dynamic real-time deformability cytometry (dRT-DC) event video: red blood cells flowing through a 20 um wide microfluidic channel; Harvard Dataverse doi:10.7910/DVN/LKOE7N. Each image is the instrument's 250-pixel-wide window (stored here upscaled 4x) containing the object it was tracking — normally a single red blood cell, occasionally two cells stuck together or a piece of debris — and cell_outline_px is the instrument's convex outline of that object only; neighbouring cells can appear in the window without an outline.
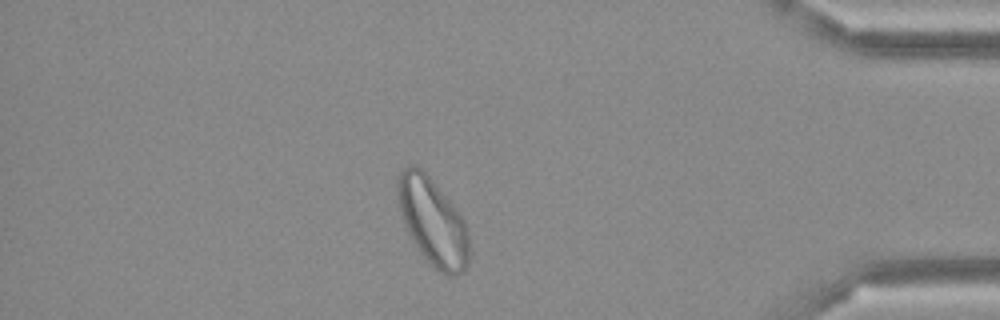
{"species": "Egyptian fruit bat (a non-hibernating species)", "species_latin": "Rousettus aegyptiacus", "temperature_condition": "cold", "stored_images_in_passage": 48, "camera_frame_rate_fps": 3000, "um_per_image_px": 0.085, "frame": {"image": 1, "passage_image": 41, "time_ms": 13.333, "image_size_px": [1000, 320], "cell_outline_px": [[468, 264], [464, 272], [456, 276], [448, 276], [440, 272], [428, 264], [412, 240], [404, 224], [396, 200], [396, 176], [408, 164], [416, 164], [432, 180], [456, 208], [464, 220], [468, 232]], "centroid_in_image_um": [36.75, 18.84], "position_along_channel_um": 398.5, "area_um2": 36.76}}